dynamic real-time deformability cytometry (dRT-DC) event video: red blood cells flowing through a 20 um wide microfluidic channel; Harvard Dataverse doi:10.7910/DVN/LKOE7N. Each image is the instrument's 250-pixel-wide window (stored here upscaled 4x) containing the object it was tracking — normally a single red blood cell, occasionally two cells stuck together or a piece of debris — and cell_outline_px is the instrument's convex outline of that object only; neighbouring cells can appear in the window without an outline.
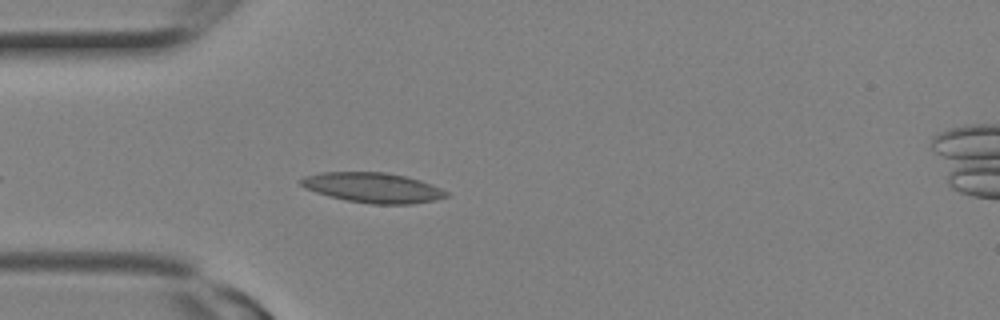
{"species": "Egyptian fruit bat (a non-hibernating species)", "species_latin": "Rousettus aegyptiacus", "temperature_condition": "room temperature", "stored_images_in_passage": 8, "camera_frame_rate_fps": 3000, "um_per_image_px": 0.085, "animal": {"sex": "female"}, "frame": {"image": 1, "passage_image": 6, "time_ms": 1.667, "image_size_px": [1000, 320], "cell_outline_px": [[448, 196], [436, 200], [408, 204], [372, 204], [348, 200], [316, 192], [304, 188], [300, 184], [300, 180], [304, 176], [320, 172], [388, 172], [420, 180], [432, 184], [448, 192]], "centroid_in_image_um": [31.7, 15.94], "position_along_channel_um": 53.3, "area_um2": 25.32}}
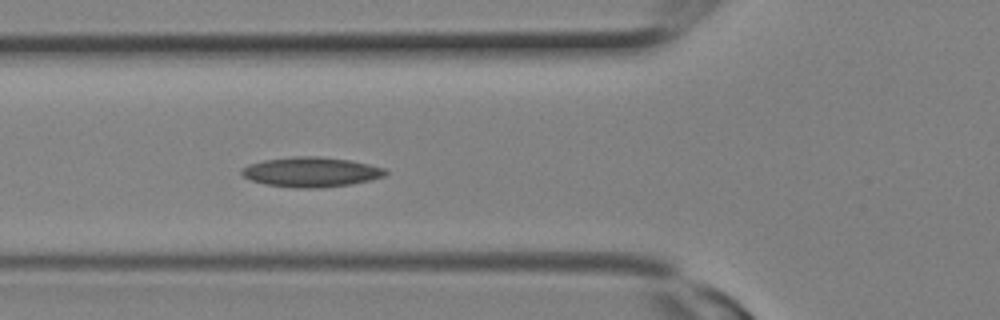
{"frame": {"image": 2, "passage_image": 8, "time_ms": 2.333, "image_size_px": [1000, 320], "cell_outline_px": [[388, 172], [384, 176], [372, 180], [352, 184], [320, 188], [296, 188], [264, 184], [252, 180], [244, 176], [240, 172], [248, 164], [264, 160], [296, 156], [320, 156], [348, 160], [368, 164], [384, 168]], "centroid_in_image_um": [26.46, 14.62], "position_along_channel_um": 99.3, "area_um2": 24.97}}